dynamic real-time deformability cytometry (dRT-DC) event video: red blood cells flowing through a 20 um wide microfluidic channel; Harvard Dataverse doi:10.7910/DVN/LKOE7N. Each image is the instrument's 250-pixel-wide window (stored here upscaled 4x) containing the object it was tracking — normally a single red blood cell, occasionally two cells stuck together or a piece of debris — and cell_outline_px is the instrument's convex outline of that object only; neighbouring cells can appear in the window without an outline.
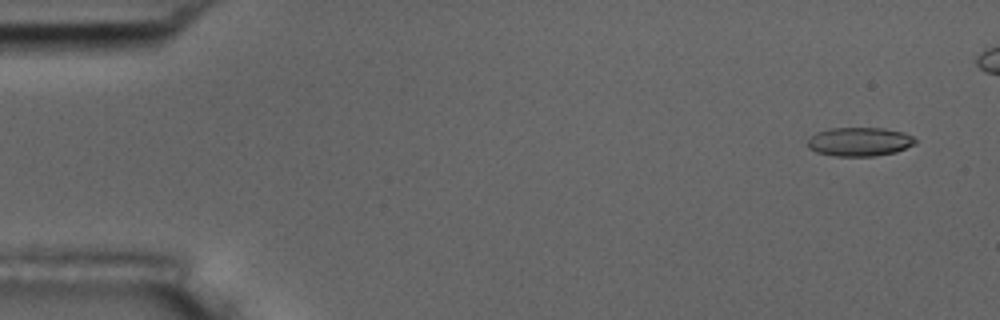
{"species": "common noctule bat (a hibernating species)", "species_latin": "Nyctalus noctula", "temperature_condition": "room temperature", "stored_images_in_passage": 16, "camera_frame_rate_fps": 3000, "um_per_image_px": 0.085, "animal": {"sex": "male", "body_mass_g": 17.5, "forearm_length_mm": 52.3}, "frame": {"image": 1, "passage_image": 3, "time_ms": 0.667, "image_size_px": [1000, 320], "cell_outline_px": [[916, 144], [896, 152], [876, 156], [836, 156], [816, 152], [808, 148], [808, 136], [816, 132], [832, 128], [884, 128], [904, 132], [912, 136], [916, 140]], "centroid_in_image_um": [73.05, 12.04], "position_along_channel_um": 11.9, "area_um2": 18.26}}